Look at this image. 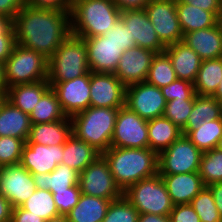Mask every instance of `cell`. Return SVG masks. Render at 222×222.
Wrapping results in <instances>:
<instances>
[{"mask_svg": "<svg viewBox=\"0 0 222 222\" xmlns=\"http://www.w3.org/2000/svg\"><path fill=\"white\" fill-rule=\"evenodd\" d=\"M15 42L50 58L71 34L70 11L24 5L13 19Z\"/></svg>", "mask_w": 222, "mask_h": 222, "instance_id": "6da1fadb", "label": "cell"}, {"mask_svg": "<svg viewBox=\"0 0 222 222\" xmlns=\"http://www.w3.org/2000/svg\"><path fill=\"white\" fill-rule=\"evenodd\" d=\"M101 155L108 162L110 172L123 192L132 184L158 173V154L149 147H109Z\"/></svg>", "mask_w": 222, "mask_h": 222, "instance_id": "7a4b0ae2", "label": "cell"}, {"mask_svg": "<svg viewBox=\"0 0 222 222\" xmlns=\"http://www.w3.org/2000/svg\"><path fill=\"white\" fill-rule=\"evenodd\" d=\"M120 15L112 0H71V34L80 38L104 35Z\"/></svg>", "mask_w": 222, "mask_h": 222, "instance_id": "3957f363", "label": "cell"}, {"mask_svg": "<svg viewBox=\"0 0 222 222\" xmlns=\"http://www.w3.org/2000/svg\"><path fill=\"white\" fill-rule=\"evenodd\" d=\"M118 111V108L90 106L71 117L72 134L102 154L111 145Z\"/></svg>", "mask_w": 222, "mask_h": 222, "instance_id": "277c9868", "label": "cell"}, {"mask_svg": "<svg viewBox=\"0 0 222 222\" xmlns=\"http://www.w3.org/2000/svg\"><path fill=\"white\" fill-rule=\"evenodd\" d=\"M90 71L84 39L70 34L48 59V83L66 82Z\"/></svg>", "mask_w": 222, "mask_h": 222, "instance_id": "5b68a950", "label": "cell"}, {"mask_svg": "<svg viewBox=\"0 0 222 222\" xmlns=\"http://www.w3.org/2000/svg\"><path fill=\"white\" fill-rule=\"evenodd\" d=\"M123 195L139 214L169 215L174 207L165 183L158 173L132 184Z\"/></svg>", "mask_w": 222, "mask_h": 222, "instance_id": "8992f818", "label": "cell"}, {"mask_svg": "<svg viewBox=\"0 0 222 222\" xmlns=\"http://www.w3.org/2000/svg\"><path fill=\"white\" fill-rule=\"evenodd\" d=\"M4 66L7 87L39 82L48 78V58L17 43Z\"/></svg>", "mask_w": 222, "mask_h": 222, "instance_id": "52a82bcc", "label": "cell"}, {"mask_svg": "<svg viewBox=\"0 0 222 222\" xmlns=\"http://www.w3.org/2000/svg\"><path fill=\"white\" fill-rule=\"evenodd\" d=\"M203 152L186 135H181L158 154V174L198 172Z\"/></svg>", "mask_w": 222, "mask_h": 222, "instance_id": "ba28073f", "label": "cell"}, {"mask_svg": "<svg viewBox=\"0 0 222 222\" xmlns=\"http://www.w3.org/2000/svg\"><path fill=\"white\" fill-rule=\"evenodd\" d=\"M79 188L82 194L109 199L121 198L123 191L116 184L108 162L100 155L79 174Z\"/></svg>", "mask_w": 222, "mask_h": 222, "instance_id": "9c48e42d", "label": "cell"}, {"mask_svg": "<svg viewBox=\"0 0 222 222\" xmlns=\"http://www.w3.org/2000/svg\"><path fill=\"white\" fill-rule=\"evenodd\" d=\"M110 147L148 148V121L127 106L119 108Z\"/></svg>", "mask_w": 222, "mask_h": 222, "instance_id": "30bf717a", "label": "cell"}, {"mask_svg": "<svg viewBox=\"0 0 222 222\" xmlns=\"http://www.w3.org/2000/svg\"><path fill=\"white\" fill-rule=\"evenodd\" d=\"M144 10L165 47L183 40L176 0H150Z\"/></svg>", "mask_w": 222, "mask_h": 222, "instance_id": "8fae6325", "label": "cell"}, {"mask_svg": "<svg viewBox=\"0 0 222 222\" xmlns=\"http://www.w3.org/2000/svg\"><path fill=\"white\" fill-rule=\"evenodd\" d=\"M166 103L161 88L146 81L126 87L125 106L142 119L148 121L163 116Z\"/></svg>", "mask_w": 222, "mask_h": 222, "instance_id": "7c38bea8", "label": "cell"}, {"mask_svg": "<svg viewBox=\"0 0 222 222\" xmlns=\"http://www.w3.org/2000/svg\"><path fill=\"white\" fill-rule=\"evenodd\" d=\"M36 190L33 175L21 164L0 168V194L13 208L21 206Z\"/></svg>", "mask_w": 222, "mask_h": 222, "instance_id": "4fadbf2b", "label": "cell"}, {"mask_svg": "<svg viewBox=\"0 0 222 222\" xmlns=\"http://www.w3.org/2000/svg\"><path fill=\"white\" fill-rule=\"evenodd\" d=\"M126 86L114 73L90 71V106L121 108L125 106Z\"/></svg>", "mask_w": 222, "mask_h": 222, "instance_id": "5bb4252c", "label": "cell"}, {"mask_svg": "<svg viewBox=\"0 0 222 222\" xmlns=\"http://www.w3.org/2000/svg\"><path fill=\"white\" fill-rule=\"evenodd\" d=\"M49 84L55 91L67 117L71 118L90 107V71L81 77L66 82Z\"/></svg>", "mask_w": 222, "mask_h": 222, "instance_id": "9a60e30c", "label": "cell"}, {"mask_svg": "<svg viewBox=\"0 0 222 222\" xmlns=\"http://www.w3.org/2000/svg\"><path fill=\"white\" fill-rule=\"evenodd\" d=\"M156 52L135 46L121 55L114 75L127 87L145 82Z\"/></svg>", "mask_w": 222, "mask_h": 222, "instance_id": "2e32d148", "label": "cell"}, {"mask_svg": "<svg viewBox=\"0 0 222 222\" xmlns=\"http://www.w3.org/2000/svg\"><path fill=\"white\" fill-rule=\"evenodd\" d=\"M82 39L86 43L90 71L114 73L124 50L104 35Z\"/></svg>", "mask_w": 222, "mask_h": 222, "instance_id": "e0dca14e", "label": "cell"}, {"mask_svg": "<svg viewBox=\"0 0 222 222\" xmlns=\"http://www.w3.org/2000/svg\"><path fill=\"white\" fill-rule=\"evenodd\" d=\"M120 19L129 29L136 46L157 54L164 52L166 47L159 40L144 9L121 11Z\"/></svg>", "mask_w": 222, "mask_h": 222, "instance_id": "ac0fdd59", "label": "cell"}, {"mask_svg": "<svg viewBox=\"0 0 222 222\" xmlns=\"http://www.w3.org/2000/svg\"><path fill=\"white\" fill-rule=\"evenodd\" d=\"M63 144L25 143L20 164L31 174L51 173L62 162Z\"/></svg>", "mask_w": 222, "mask_h": 222, "instance_id": "d6986e66", "label": "cell"}, {"mask_svg": "<svg viewBox=\"0 0 222 222\" xmlns=\"http://www.w3.org/2000/svg\"><path fill=\"white\" fill-rule=\"evenodd\" d=\"M159 175L174 205L190 204L205 186L198 172Z\"/></svg>", "mask_w": 222, "mask_h": 222, "instance_id": "ffe728a7", "label": "cell"}, {"mask_svg": "<svg viewBox=\"0 0 222 222\" xmlns=\"http://www.w3.org/2000/svg\"><path fill=\"white\" fill-rule=\"evenodd\" d=\"M182 42L192 48L202 60L222 57V29L219 23L184 34Z\"/></svg>", "mask_w": 222, "mask_h": 222, "instance_id": "44dd1931", "label": "cell"}, {"mask_svg": "<svg viewBox=\"0 0 222 222\" xmlns=\"http://www.w3.org/2000/svg\"><path fill=\"white\" fill-rule=\"evenodd\" d=\"M178 79L194 83L202 63L200 56L184 42L180 41L165 48Z\"/></svg>", "mask_w": 222, "mask_h": 222, "instance_id": "7402d4cb", "label": "cell"}, {"mask_svg": "<svg viewBox=\"0 0 222 222\" xmlns=\"http://www.w3.org/2000/svg\"><path fill=\"white\" fill-rule=\"evenodd\" d=\"M72 135L70 117L50 123L32 124L26 143L46 146L64 144Z\"/></svg>", "mask_w": 222, "mask_h": 222, "instance_id": "603a6c76", "label": "cell"}, {"mask_svg": "<svg viewBox=\"0 0 222 222\" xmlns=\"http://www.w3.org/2000/svg\"><path fill=\"white\" fill-rule=\"evenodd\" d=\"M31 126L29 114L5 99L0 106V136L15 137L26 142Z\"/></svg>", "mask_w": 222, "mask_h": 222, "instance_id": "cb8c5ba5", "label": "cell"}, {"mask_svg": "<svg viewBox=\"0 0 222 222\" xmlns=\"http://www.w3.org/2000/svg\"><path fill=\"white\" fill-rule=\"evenodd\" d=\"M47 80L34 83L17 84L7 88L6 100L14 107L30 114L42 95L50 88Z\"/></svg>", "mask_w": 222, "mask_h": 222, "instance_id": "d4e9b609", "label": "cell"}, {"mask_svg": "<svg viewBox=\"0 0 222 222\" xmlns=\"http://www.w3.org/2000/svg\"><path fill=\"white\" fill-rule=\"evenodd\" d=\"M101 155L94 147L72 134L63 144L61 164H66L81 173L90 163Z\"/></svg>", "mask_w": 222, "mask_h": 222, "instance_id": "484cf974", "label": "cell"}, {"mask_svg": "<svg viewBox=\"0 0 222 222\" xmlns=\"http://www.w3.org/2000/svg\"><path fill=\"white\" fill-rule=\"evenodd\" d=\"M110 203L109 199L81 193L76 206L66 214L68 222H102Z\"/></svg>", "mask_w": 222, "mask_h": 222, "instance_id": "4316f807", "label": "cell"}, {"mask_svg": "<svg viewBox=\"0 0 222 222\" xmlns=\"http://www.w3.org/2000/svg\"><path fill=\"white\" fill-rule=\"evenodd\" d=\"M182 130L165 116L148 120L149 148L157 154L182 135Z\"/></svg>", "mask_w": 222, "mask_h": 222, "instance_id": "83f0119b", "label": "cell"}, {"mask_svg": "<svg viewBox=\"0 0 222 222\" xmlns=\"http://www.w3.org/2000/svg\"><path fill=\"white\" fill-rule=\"evenodd\" d=\"M176 11L183 35L213 27L218 23V18L212 12L178 0H176Z\"/></svg>", "mask_w": 222, "mask_h": 222, "instance_id": "f1b7e54d", "label": "cell"}, {"mask_svg": "<svg viewBox=\"0 0 222 222\" xmlns=\"http://www.w3.org/2000/svg\"><path fill=\"white\" fill-rule=\"evenodd\" d=\"M79 172L66 164H59L51 173L32 174L36 189L52 193L68 189L79 183Z\"/></svg>", "mask_w": 222, "mask_h": 222, "instance_id": "f546056e", "label": "cell"}, {"mask_svg": "<svg viewBox=\"0 0 222 222\" xmlns=\"http://www.w3.org/2000/svg\"><path fill=\"white\" fill-rule=\"evenodd\" d=\"M222 104L213 96L196 95L192 112L190 113L186 126L182 129L183 135L196 129L203 122H209L221 118Z\"/></svg>", "mask_w": 222, "mask_h": 222, "instance_id": "4dcf8cb0", "label": "cell"}, {"mask_svg": "<svg viewBox=\"0 0 222 222\" xmlns=\"http://www.w3.org/2000/svg\"><path fill=\"white\" fill-rule=\"evenodd\" d=\"M222 79V57L202 60L194 85L197 95L212 96Z\"/></svg>", "mask_w": 222, "mask_h": 222, "instance_id": "1f68e13d", "label": "cell"}, {"mask_svg": "<svg viewBox=\"0 0 222 222\" xmlns=\"http://www.w3.org/2000/svg\"><path fill=\"white\" fill-rule=\"evenodd\" d=\"M29 116L32 124L50 123L67 117L51 87L42 95Z\"/></svg>", "mask_w": 222, "mask_h": 222, "instance_id": "d6a6232c", "label": "cell"}, {"mask_svg": "<svg viewBox=\"0 0 222 222\" xmlns=\"http://www.w3.org/2000/svg\"><path fill=\"white\" fill-rule=\"evenodd\" d=\"M186 136L202 152L217 148L222 136V117L208 123L203 122Z\"/></svg>", "mask_w": 222, "mask_h": 222, "instance_id": "836d02e7", "label": "cell"}, {"mask_svg": "<svg viewBox=\"0 0 222 222\" xmlns=\"http://www.w3.org/2000/svg\"><path fill=\"white\" fill-rule=\"evenodd\" d=\"M21 207L45 221L60 216L52 192L45 189H36Z\"/></svg>", "mask_w": 222, "mask_h": 222, "instance_id": "e575fe53", "label": "cell"}, {"mask_svg": "<svg viewBox=\"0 0 222 222\" xmlns=\"http://www.w3.org/2000/svg\"><path fill=\"white\" fill-rule=\"evenodd\" d=\"M177 79L170 58L164 52L156 54L149 68L146 82L158 88H162Z\"/></svg>", "mask_w": 222, "mask_h": 222, "instance_id": "d590c367", "label": "cell"}, {"mask_svg": "<svg viewBox=\"0 0 222 222\" xmlns=\"http://www.w3.org/2000/svg\"><path fill=\"white\" fill-rule=\"evenodd\" d=\"M198 174L205 186L222 182V151L215 148L203 152Z\"/></svg>", "mask_w": 222, "mask_h": 222, "instance_id": "8d00e7d4", "label": "cell"}, {"mask_svg": "<svg viewBox=\"0 0 222 222\" xmlns=\"http://www.w3.org/2000/svg\"><path fill=\"white\" fill-rule=\"evenodd\" d=\"M201 222H222L217 206L215 205L211 190L204 188L190 202Z\"/></svg>", "mask_w": 222, "mask_h": 222, "instance_id": "74e56055", "label": "cell"}, {"mask_svg": "<svg viewBox=\"0 0 222 222\" xmlns=\"http://www.w3.org/2000/svg\"><path fill=\"white\" fill-rule=\"evenodd\" d=\"M196 95L194 93L189 99L177 98L167 102L163 116L182 130L186 126L188 117L192 112Z\"/></svg>", "mask_w": 222, "mask_h": 222, "instance_id": "f35d334b", "label": "cell"}, {"mask_svg": "<svg viewBox=\"0 0 222 222\" xmlns=\"http://www.w3.org/2000/svg\"><path fill=\"white\" fill-rule=\"evenodd\" d=\"M139 212L124 197L111 201L102 222H138Z\"/></svg>", "mask_w": 222, "mask_h": 222, "instance_id": "ab89813d", "label": "cell"}, {"mask_svg": "<svg viewBox=\"0 0 222 222\" xmlns=\"http://www.w3.org/2000/svg\"><path fill=\"white\" fill-rule=\"evenodd\" d=\"M23 139L10 136H0V166L20 164Z\"/></svg>", "mask_w": 222, "mask_h": 222, "instance_id": "60d3db41", "label": "cell"}, {"mask_svg": "<svg viewBox=\"0 0 222 222\" xmlns=\"http://www.w3.org/2000/svg\"><path fill=\"white\" fill-rule=\"evenodd\" d=\"M15 44L13 21L0 15V62H6Z\"/></svg>", "mask_w": 222, "mask_h": 222, "instance_id": "b9f144b4", "label": "cell"}, {"mask_svg": "<svg viewBox=\"0 0 222 222\" xmlns=\"http://www.w3.org/2000/svg\"><path fill=\"white\" fill-rule=\"evenodd\" d=\"M52 194L59 214L66 215L78 203L81 191L79 185H74Z\"/></svg>", "mask_w": 222, "mask_h": 222, "instance_id": "7bdbcfd3", "label": "cell"}, {"mask_svg": "<svg viewBox=\"0 0 222 222\" xmlns=\"http://www.w3.org/2000/svg\"><path fill=\"white\" fill-rule=\"evenodd\" d=\"M166 102L174 99H189L194 93V85L190 81L177 79L161 88Z\"/></svg>", "mask_w": 222, "mask_h": 222, "instance_id": "ee69618b", "label": "cell"}, {"mask_svg": "<svg viewBox=\"0 0 222 222\" xmlns=\"http://www.w3.org/2000/svg\"><path fill=\"white\" fill-rule=\"evenodd\" d=\"M104 36L108 38V40L117 43L124 51L136 46L133 39H131L129 29L124 25L121 19H119L114 24V27L109 29Z\"/></svg>", "mask_w": 222, "mask_h": 222, "instance_id": "f6af8a7d", "label": "cell"}, {"mask_svg": "<svg viewBox=\"0 0 222 222\" xmlns=\"http://www.w3.org/2000/svg\"><path fill=\"white\" fill-rule=\"evenodd\" d=\"M169 218L170 222H201L199 215L190 204L174 205Z\"/></svg>", "mask_w": 222, "mask_h": 222, "instance_id": "bcb514c9", "label": "cell"}, {"mask_svg": "<svg viewBox=\"0 0 222 222\" xmlns=\"http://www.w3.org/2000/svg\"><path fill=\"white\" fill-rule=\"evenodd\" d=\"M26 5L34 8L70 11L71 0H26Z\"/></svg>", "mask_w": 222, "mask_h": 222, "instance_id": "7dc6e473", "label": "cell"}, {"mask_svg": "<svg viewBox=\"0 0 222 222\" xmlns=\"http://www.w3.org/2000/svg\"><path fill=\"white\" fill-rule=\"evenodd\" d=\"M179 2L191 4L194 7H199L205 11L212 12L219 18L222 9V0H178Z\"/></svg>", "mask_w": 222, "mask_h": 222, "instance_id": "c3c4849f", "label": "cell"}, {"mask_svg": "<svg viewBox=\"0 0 222 222\" xmlns=\"http://www.w3.org/2000/svg\"><path fill=\"white\" fill-rule=\"evenodd\" d=\"M26 4V0H0V15L9 17L12 21Z\"/></svg>", "mask_w": 222, "mask_h": 222, "instance_id": "681fc988", "label": "cell"}, {"mask_svg": "<svg viewBox=\"0 0 222 222\" xmlns=\"http://www.w3.org/2000/svg\"><path fill=\"white\" fill-rule=\"evenodd\" d=\"M11 222H46L40 216L31 214V212L23 209L21 206L15 207L12 210Z\"/></svg>", "mask_w": 222, "mask_h": 222, "instance_id": "f907efd6", "label": "cell"}, {"mask_svg": "<svg viewBox=\"0 0 222 222\" xmlns=\"http://www.w3.org/2000/svg\"><path fill=\"white\" fill-rule=\"evenodd\" d=\"M120 11L144 9L150 0H112Z\"/></svg>", "mask_w": 222, "mask_h": 222, "instance_id": "816d5d0a", "label": "cell"}, {"mask_svg": "<svg viewBox=\"0 0 222 222\" xmlns=\"http://www.w3.org/2000/svg\"><path fill=\"white\" fill-rule=\"evenodd\" d=\"M13 207L2 194H0V222H11Z\"/></svg>", "mask_w": 222, "mask_h": 222, "instance_id": "f5cc1de1", "label": "cell"}, {"mask_svg": "<svg viewBox=\"0 0 222 222\" xmlns=\"http://www.w3.org/2000/svg\"><path fill=\"white\" fill-rule=\"evenodd\" d=\"M208 187L211 190L215 205L217 206L220 217L222 219V182L214 183Z\"/></svg>", "mask_w": 222, "mask_h": 222, "instance_id": "db71d44e", "label": "cell"}, {"mask_svg": "<svg viewBox=\"0 0 222 222\" xmlns=\"http://www.w3.org/2000/svg\"><path fill=\"white\" fill-rule=\"evenodd\" d=\"M138 222H170L169 215L139 214Z\"/></svg>", "mask_w": 222, "mask_h": 222, "instance_id": "11a10c76", "label": "cell"}, {"mask_svg": "<svg viewBox=\"0 0 222 222\" xmlns=\"http://www.w3.org/2000/svg\"><path fill=\"white\" fill-rule=\"evenodd\" d=\"M7 81L5 77V66L3 62H0V93L7 92Z\"/></svg>", "mask_w": 222, "mask_h": 222, "instance_id": "9f6ffc18", "label": "cell"}, {"mask_svg": "<svg viewBox=\"0 0 222 222\" xmlns=\"http://www.w3.org/2000/svg\"><path fill=\"white\" fill-rule=\"evenodd\" d=\"M220 83L218 85L217 90L212 95L220 104H222V79H220Z\"/></svg>", "mask_w": 222, "mask_h": 222, "instance_id": "6f0895ef", "label": "cell"}, {"mask_svg": "<svg viewBox=\"0 0 222 222\" xmlns=\"http://www.w3.org/2000/svg\"><path fill=\"white\" fill-rule=\"evenodd\" d=\"M46 222H68V219L66 215H60L58 217L51 218L47 220Z\"/></svg>", "mask_w": 222, "mask_h": 222, "instance_id": "680465c9", "label": "cell"}, {"mask_svg": "<svg viewBox=\"0 0 222 222\" xmlns=\"http://www.w3.org/2000/svg\"><path fill=\"white\" fill-rule=\"evenodd\" d=\"M5 99H6V93H0V106L4 102Z\"/></svg>", "mask_w": 222, "mask_h": 222, "instance_id": "91938a15", "label": "cell"}, {"mask_svg": "<svg viewBox=\"0 0 222 222\" xmlns=\"http://www.w3.org/2000/svg\"><path fill=\"white\" fill-rule=\"evenodd\" d=\"M217 149L222 151V136H221V139L219 140V143L217 145Z\"/></svg>", "mask_w": 222, "mask_h": 222, "instance_id": "94428289", "label": "cell"}, {"mask_svg": "<svg viewBox=\"0 0 222 222\" xmlns=\"http://www.w3.org/2000/svg\"><path fill=\"white\" fill-rule=\"evenodd\" d=\"M218 23H219V25H220V27L222 29V11H221L220 16L218 18Z\"/></svg>", "mask_w": 222, "mask_h": 222, "instance_id": "6125c7cd", "label": "cell"}]
</instances>
